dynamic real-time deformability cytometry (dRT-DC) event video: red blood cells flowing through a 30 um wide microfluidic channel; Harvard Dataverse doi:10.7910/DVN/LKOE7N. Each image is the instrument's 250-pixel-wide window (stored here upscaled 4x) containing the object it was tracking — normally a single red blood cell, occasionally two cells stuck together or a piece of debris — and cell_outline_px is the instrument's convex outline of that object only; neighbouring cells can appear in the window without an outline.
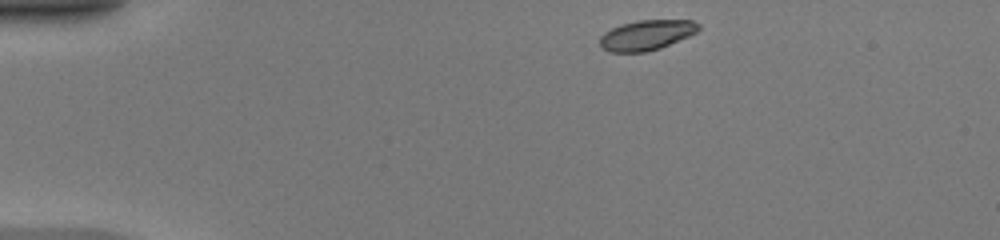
{"species": "common noctule bat (a hibernating species)", "species_latin": "Nyctalus noctula", "temperature_condition": "warm", "stored_images_in_passage": 41, "camera_frame_rate_fps": 3000, "um_per_image_px": 0.085, "animal": {"sex": "female", "body_mass_g": 20.0, "forearm_length_mm": 54.0}, "frame": {"image": 1, "passage_image": 1, "time_ms": 0.0, "image_size_px": [1000, 240], "cell_outline_px": [[700, 28], [696, 32], [688, 36], [660, 48], [644, 52], [608, 52], [600, 48], [600, 36], [604, 32], [620, 24], [636, 20], [692, 20], [700, 24]], "centroid_in_image_um": [54.92, 2.98], "position_along_channel_um": 30.1, "area_um2": 17.4}}
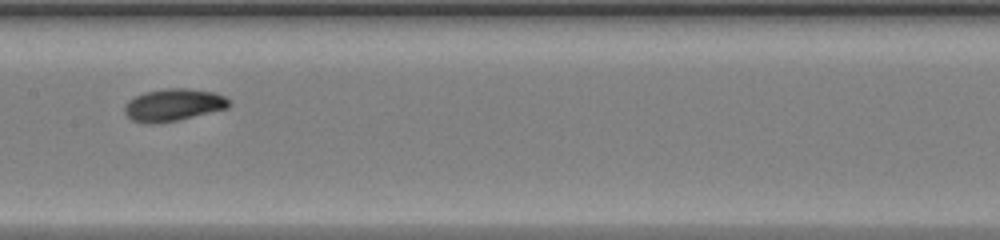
{"frame": {"image": 2, "passage_image": 18, "time_ms": 5.667, "image_size_px": [1000, 240], "cell_outline_px": [[232, 104], [228, 108], [176, 120], [156, 124], [144, 124], [132, 120], [124, 112], [124, 104], [128, 100], [144, 92], [168, 88], [188, 88], [212, 92], [224, 96]], "centroid_in_image_um": [14.7, 8.92], "position_along_channel_um": 192.7, "area_um2": 19.65}}
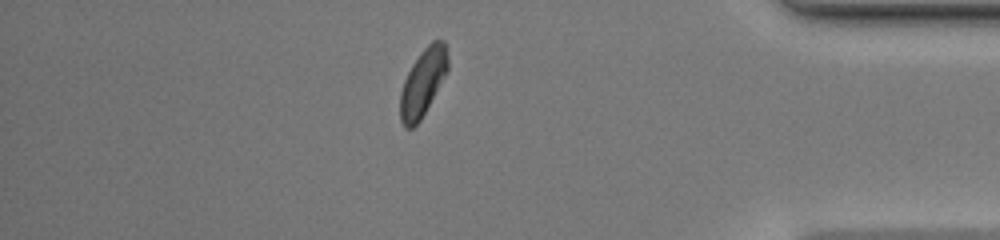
{"frame": {"image": 3, "passage_image": 35, "time_ms": 11.333, "image_size_px": [1000, 240], "cell_outline_px": [[448, 68], [444, 76], [420, 120], [412, 128], [404, 128], [400, 120], [400, 92], [404, 80], [412, 64], [420, 52], [432, 40], [444, 40], [448, 56]], "centroid_in_image_um": [35.92, 6.99], "position_along_channel_um": 399.3, "area_um2": 18.38}, "authors_computed_cell_mechanics": {"area_um2": 18.6694, "velocity_mm_per_s": 4.1668, "shape_relaxation_time_tau1_ms": 1.4147, "shape_relaxation_time_tau2_ms": 2.3827, "deformation_change_tau1": 0.1226, "deformation_change_tau2": 0.0668}}